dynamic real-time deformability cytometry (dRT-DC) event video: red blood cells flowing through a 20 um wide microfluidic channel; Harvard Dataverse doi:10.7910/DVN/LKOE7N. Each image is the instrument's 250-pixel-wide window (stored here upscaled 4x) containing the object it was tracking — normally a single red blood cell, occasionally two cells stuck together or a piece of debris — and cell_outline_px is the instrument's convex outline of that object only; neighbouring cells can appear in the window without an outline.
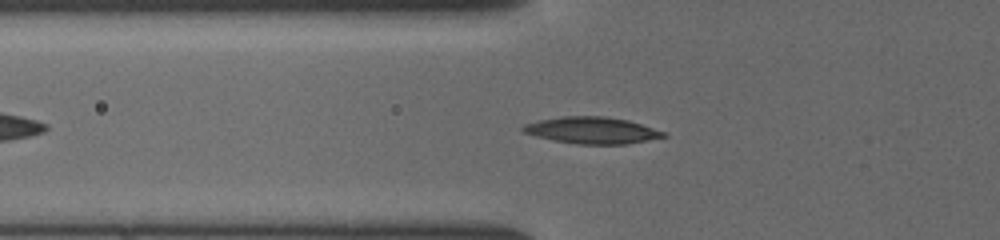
{"species": "common noctule bat (a hibernating species)", "species_latin": "Nyctalus noctula", "temperature_condition": "cold", "stored_images_in_passage": 40, "camera_frame_rate_fps": 3000, "um_per_image_px": 0.085, "animal": {"sex": "female", "body_mass_g": 19.5, "forearm_length_mm": 54.1}, "frame": {"image": 1, "passage_image": 9, "time_ms": 2.667, "image_size_px": [1000, 240], "cell_outline_px": [[668, 136], [624, 144], [576, 144], [536, 136], [524, 132], [520, 128], [524, 124], [540, 120], [560, 116], [604, 116], [628, 120], [664, 132]], "centroid_in_image_um": [50.29, 11.07], "position_along_channel_um": 75.5, "area_um2": 21.5}}
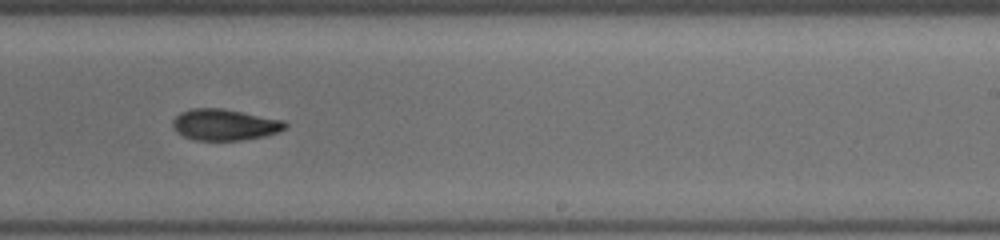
{"frame": {"image": 2, "passage_image": 23, "time_ms": 7.333, "image_size_px": [1000, 240], "cell_outline_px": [[288, 128], [264, 136], [240, 140], [196, 140], [184, 136], [176, 132], [172, 124], [172, 120], [180, 112], [192, 108], [220, 108], [284, 120], [288, 124]], "centroid_in_image_um": [19.09, 10.59], "position_along_channel_um": 269.9, "area_um2": 20.4}}
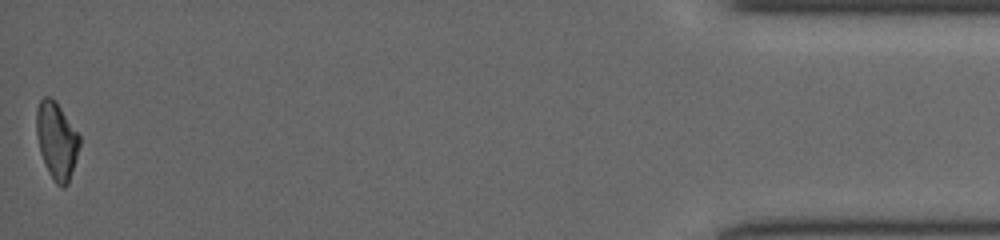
{"frame": {"image": 3, "passage_image": 40, "time_ms": 13.0, "image_size_px": [1000, 240], "cell_outline_px": [[80, 144], [68, 184], [64, 188], [60, 188], [56, 184], [48, 172], [40, 152], [36, 132], [36, 108], [40, 100], [44, 96], [48, 96], [56, 100], [80, 136]], "centroid_in_image_um": [4.8, 11.94], "position_along_channel_um": 430.4, "area_um2": 19.42}}